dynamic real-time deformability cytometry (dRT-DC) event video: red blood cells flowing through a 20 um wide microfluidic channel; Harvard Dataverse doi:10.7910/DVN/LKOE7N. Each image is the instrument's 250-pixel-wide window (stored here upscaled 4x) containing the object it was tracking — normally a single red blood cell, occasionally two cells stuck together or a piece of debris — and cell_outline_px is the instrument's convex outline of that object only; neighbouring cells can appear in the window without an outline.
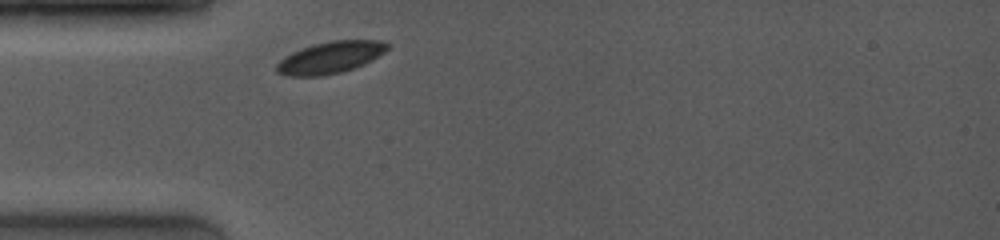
{"species": "common noctule bat (a hibernating species)", "species_latin": "Nyctalus noctula", "temperature_condition": "room temperature", "stored_images_in_passage": 1, "camera_frame_rate_fps": 4000, "um_per_image_px": 0.085, "animal": {"sex": "female", "body_mass_g": 19.0, "forearm_length_mm": 53.3}, "frame": {"image": 1, "passage_image": 1, "time_ms": 0.0, "image_size_px": [1000, 240], "cell_outline_px": [[392, 44], [384, 52], [364, 64], [340, 72], [320, 76], [284, 76], [276, 72], [276, 64], [284, 56], [300, 48], [332, 40], [384, 40]], "centroid_in_image_um": [28.07, 4.88], "position_along_channel_um": 56.9, "area_um2": 20.58}}